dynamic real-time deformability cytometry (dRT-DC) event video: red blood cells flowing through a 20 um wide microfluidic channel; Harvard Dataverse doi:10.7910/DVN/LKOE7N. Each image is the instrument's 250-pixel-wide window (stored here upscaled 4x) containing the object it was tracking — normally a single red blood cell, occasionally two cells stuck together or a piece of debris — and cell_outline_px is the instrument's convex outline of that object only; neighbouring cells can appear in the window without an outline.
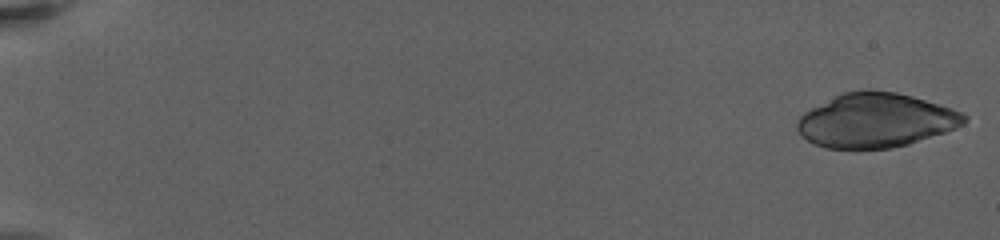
{"species": "human", "species_latin": "Homo sapiens", "temperature_condition": "warm", "stored_images_in_passage": 30, "camera_frame_rate_fps": 3000, "um_per_image_px": 0.085, "donor": {"sex": "female"}, "frame": {"image": 1, "passage_image": 1, "time_ms": 0.0, "image_size_px": [1000, 240], "cell_outline_px": [[968, 120], [964, 124], [944, 132], [908, 144], [892, 148], [856, 152], [824, 148], [800, 136], [796, 128], [796, 124], [800, 116], [804, 112], [844, 92], [896, 92], [912, 96], [960, 112], [968, 116]], "centroid_in_image_um": [74.39, 10.31], "position_along_channel_um": 10.6, "area_um2": 52.6}}
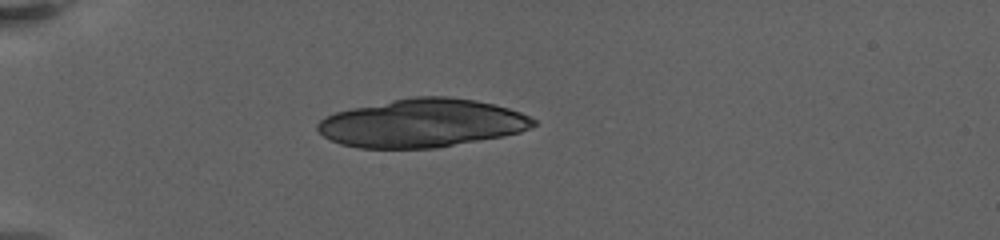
{"frame": {"image": 2, "passage_image": 17, "time_ms": 6.0, "image_size_px": [1000, 240], "cell_outline_px": [[536, 124], [520, 132], [500, 136], [436, 148], [360, 148], [340, 144], [324, 136], [316, 128], [316, 124], [320, 120], [336, 112], [352, 108], [392, 100], [416, 96], [448, 96], [476, 100], [508, 108], [520, 112], [536, 120]], "centroid_in_image_um": [35.86, 10.46], "position_along_channel_um": 49.1, "area_um2": 60.29}}